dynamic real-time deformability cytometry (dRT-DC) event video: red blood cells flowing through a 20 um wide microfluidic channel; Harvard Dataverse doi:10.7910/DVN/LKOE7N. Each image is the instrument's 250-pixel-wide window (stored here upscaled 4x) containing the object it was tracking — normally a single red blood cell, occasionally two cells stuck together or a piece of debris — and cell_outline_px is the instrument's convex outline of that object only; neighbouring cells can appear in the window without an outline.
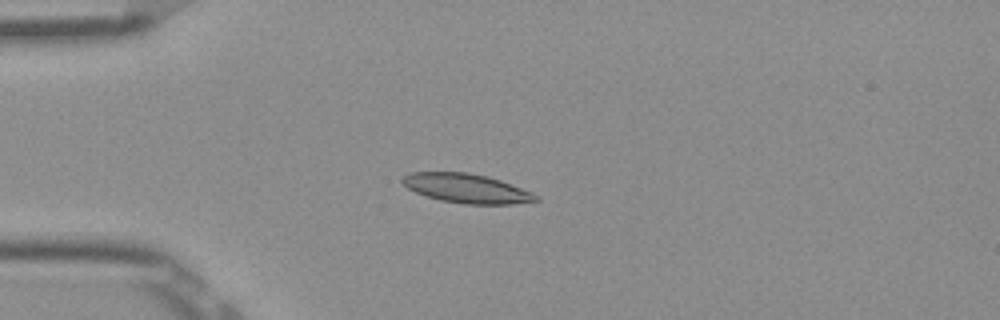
{"species": "Egyptian fruit bat (a non-hibernating species)", "species_latin": "Rousettus aegyptiacus", "temperature_condition": "room temperature", "stored_images_in_passage": 40, "camera_frame_rate_fps": 3000, "um_per_image_px": 0.085, "frame": {"image": 1, "passage_image": 1, "time_ms": 0.0, "image_size_px": [1000, 320], "cell_outline_px": [[540, 200], [512, 204], [464, 204], [440, 200], [416, 192], [408, 188], [400, 180], [408, 172], [468, 172], [488, 176], [500, 180], [532, 192], [540, 196]], "centroid_in_image_um": [39.68, 16.01], "position_along_channel_um": 45.3, "area_um2": 22.72}}
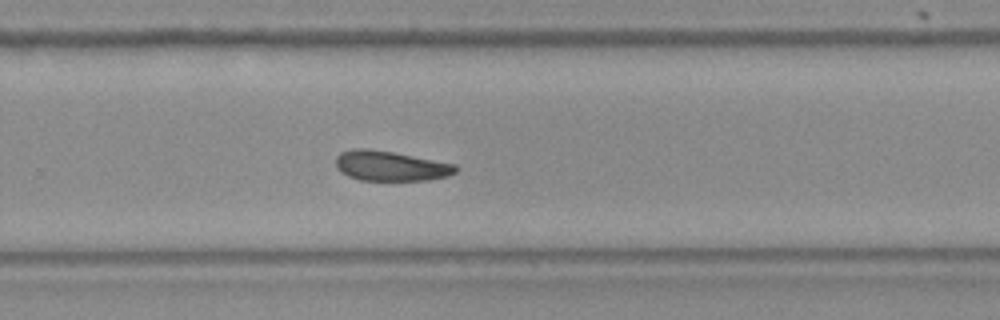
{"frame": {"image": 2, "passage_image": 22, "time_ms": 7.0, "image_size_px": [1000, 320], "cell_outline_px": [[460, 168], [456, 172], [448, 176], [428, 180], [360, 180], [348, 176], [340, 172], [336, 168], [336, 156], [340, 152], [352, 148], [364, 148], [392, 152], [456, 164]], "centroid_in_image_um": [33.19, 14.1], "position_along_channel_um": 296.6, "area_um2": 21.04}}
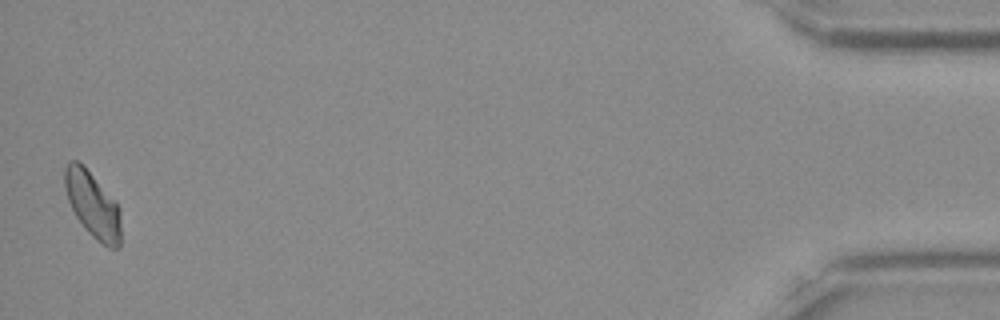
{"frame": {"image": 3, "passage_image": 39, "time_ms": 12.667, "image_size_px": [1000, 320], "cell_outline_px": [[120, 248], [108, 248], [96, 240], [84, 228], [76, 216], [68, 200], [64, 184], [64, 168], [68, 160], [76, 160], [116, 200], [120, 208]], "centroid_in_image_um": [7.89, 17.44], "position_along_channel_um": 427.3, "area_um2": 21.44}, "authors_computed_cell_mechanics": {"area_um2": 21.386, "velocity_mm_per_s": 3.8754, "shape_relaxation_time_tau1_ms": 4.0612, "shape_relaxation_time_tau2_ms": 4.7991, "deformation_change_tau1": 0.1316, "deformation_change_tau2": 0.1274}}